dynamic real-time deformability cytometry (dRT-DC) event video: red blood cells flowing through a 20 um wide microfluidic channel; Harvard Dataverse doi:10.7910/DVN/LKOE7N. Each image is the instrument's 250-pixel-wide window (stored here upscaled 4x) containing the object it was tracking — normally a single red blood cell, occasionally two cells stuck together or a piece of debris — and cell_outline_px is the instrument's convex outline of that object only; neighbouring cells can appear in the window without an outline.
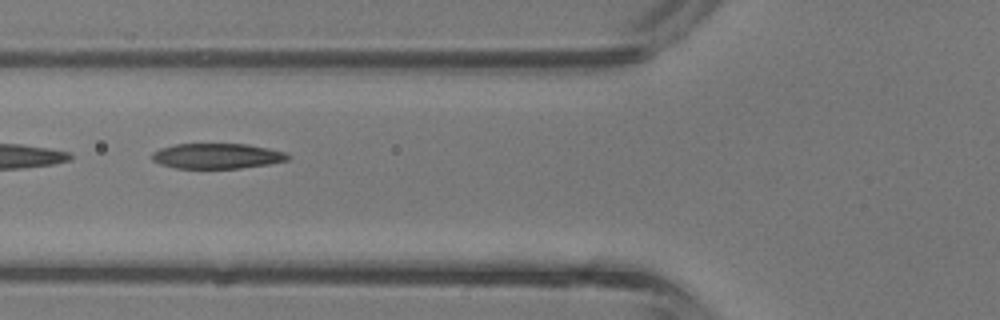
{"species": "common noctule bat (a hibernating species)", "species_latin": "Nyctalus noctula", "temperature_condition": "room temperature", "stored_images_in_passage": 2, "camera_frame_rate_fps": 3000, "um_per_image_px": 0.085, "animal": {"sex": "male", "body_mass_g": 13.3}, "frame": {"image": 1, "passage_image": 2, "time_ms": 0.333, "image_size_px": [1000, 320], "cell_outline_px": [[288, 160], [268, 164], [240, 168], [176, 168], [160, 164], [152, 160], [152, 152], [160, 148], [176, 144], [248, 144], [268, 148], [284, 152], [288, 156]], "centroid_in_image_um": [18.41, 13.26], "position_along_channel_um": 107.4, "area_um2": 19.88}}